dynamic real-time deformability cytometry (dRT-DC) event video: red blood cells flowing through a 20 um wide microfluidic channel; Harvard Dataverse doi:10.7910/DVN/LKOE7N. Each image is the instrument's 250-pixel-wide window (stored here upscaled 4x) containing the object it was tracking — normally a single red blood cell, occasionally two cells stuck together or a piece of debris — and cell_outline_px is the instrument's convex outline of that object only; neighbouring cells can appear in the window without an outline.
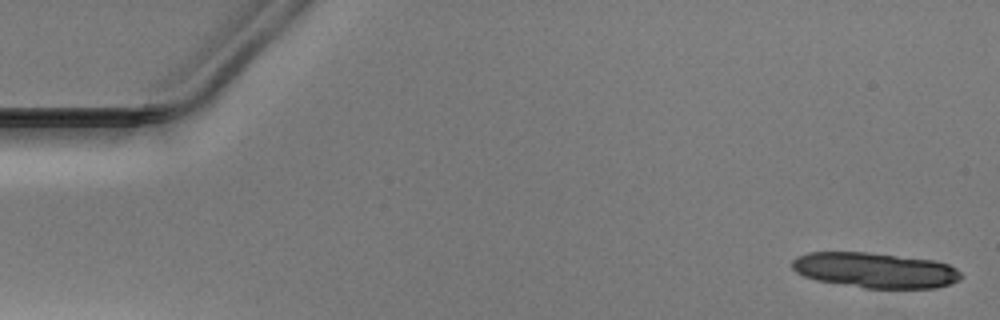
{"species": "Egyptian fruit bat (a non-hibernating species)", "species_latin": "Rousettus aegyptiacus", "temperature_condition": "warm", "stored_images_in_passage": 14, "camera_frame_rate_fps": 3000, "um_per_image_px": 0.085, "animal": {"sex": "male"}, "frame": {"image": 1, "passage_image": 1, "time_ms": 0.0, "image_size_px": [1000, 320], "cell_outline_px": [[960, 280], [948, 284], [932, 288], [864, 288], [816, 280], [804, 276], [796, 272], [792, 268], [792, 260], [796, 256], [808, 252], [868, 252], [936, 260], [948, 264], [956, 268], [960, 272]], "centroid_in_image_um": [74.36, 22.96], "position_along_channel_um": 10.6, "area_um2": 34.85}}